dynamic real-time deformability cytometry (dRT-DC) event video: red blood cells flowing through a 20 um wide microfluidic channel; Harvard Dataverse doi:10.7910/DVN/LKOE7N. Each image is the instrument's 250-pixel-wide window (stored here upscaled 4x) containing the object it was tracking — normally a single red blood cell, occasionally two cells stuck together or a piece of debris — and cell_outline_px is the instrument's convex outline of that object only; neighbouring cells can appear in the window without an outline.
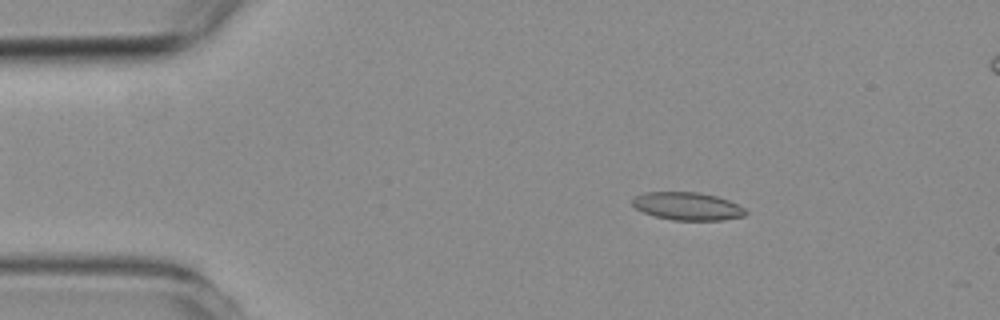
{"species": "common noctule bat (a hibernating species)", "species_latin": "Nyctalus noctula", "temperature_condition": "room temperature", "stored_images_in_passage": 5, "camera_frame_rate_fps": 3000, "um_per_image_px": 0.085, "animal": {"sex": "female", "body_mass_g": 19.3, "forearm_length_mm": 54.1}, "frame": {"image": 1, "passage_image": 2, "time_ms": 1.333, "image_size_px": [1000, 320], "cell_outline_px": [[748, 212], [744, 216], [724, 220], [672, 220], [656, 216], [644, 212], [636, 208], [632, 204], [632, 200], [636, 196], [644, 192], [696, 192], [716, 196], [728, 200], [744, 208]], "centroid_in_image_um": [58.44, 17.53], "position_along_channel_um": 26.6, "area_um2": 18.26}}